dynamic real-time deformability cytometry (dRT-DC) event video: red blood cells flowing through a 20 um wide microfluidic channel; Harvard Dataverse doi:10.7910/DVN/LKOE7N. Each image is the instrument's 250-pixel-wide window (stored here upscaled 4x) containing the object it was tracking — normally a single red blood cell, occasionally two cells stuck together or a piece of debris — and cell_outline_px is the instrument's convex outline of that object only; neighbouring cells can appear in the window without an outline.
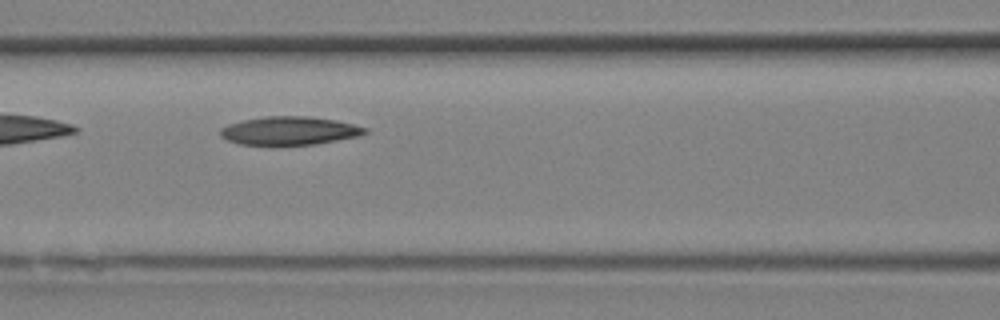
{"species": "Egyptian fruit bat (a non-hibernating species)", "species_latin": "Rousettus aegyptiacus", "temperature_condition": "room temperature", "stored_images_in_passage": 12, "camera_frame_rate_fps": 3000, "um_per_image_px": 0.085, "animal": {"sex": "female"}, "frame": {"image": 1, "passage_image": 9, "time_ms": 2.667, "image_size_px": [1000, 320], "cell_outline_px": [[368, 132], [360, 136], [316, 144], [276, 148], [272, 148], [240, 144], [228, 140], [220, 136], [220, 128], [228, 124], [244, 120], [264, 116], [308, 116], [336, 120], [368, 128]], "centroid_in_image_um": [24.57, 11.16], "position_along_channel_um": 142.0, "area_um2": 24.91}}